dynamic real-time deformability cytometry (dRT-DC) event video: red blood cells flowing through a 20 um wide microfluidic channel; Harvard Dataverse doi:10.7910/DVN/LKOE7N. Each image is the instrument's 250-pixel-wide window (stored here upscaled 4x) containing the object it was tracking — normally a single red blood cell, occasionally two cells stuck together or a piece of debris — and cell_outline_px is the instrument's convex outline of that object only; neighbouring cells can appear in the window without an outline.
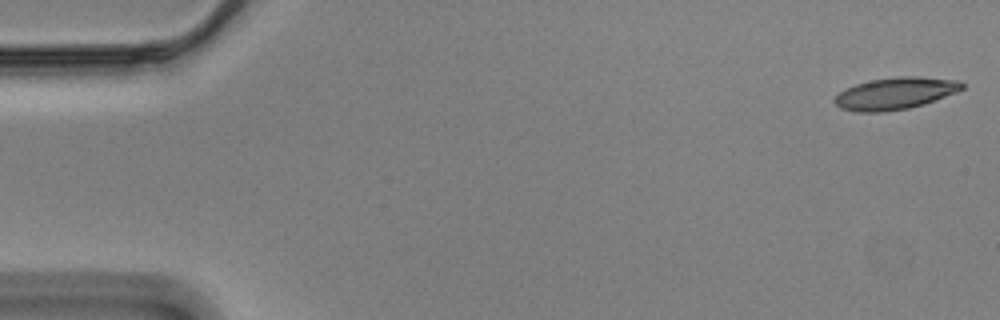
{"species": "Egyptian fruit bat (a non-hibernating species)", "species_latin": "Rousettus aegyptiacus", "temperature_condition": "cold", "stored_images_in_passage": 57, "camera_frame_rate_fps": 3000, "um_per_image_px": 0.085, "animal": {"sex": "male"}, "frame": {"image": 1, "passage_image": 1, "time_ms": 0.0, "image_size_px": [1000, 320], "cell_outline_px": [[964, 88], [956, 92], [924, 104], [908, 108], [880, 112], [856, 112], [840, 108], [832, 100], [840, 92], [856, 84], [872, 80], [896, 76], [916, 76], [960, 80], [964, 84]], "centroid_in_image_um": [76.1, 7.93], "position_along_channel_um": 8.9, "area_um2": 23.64}}
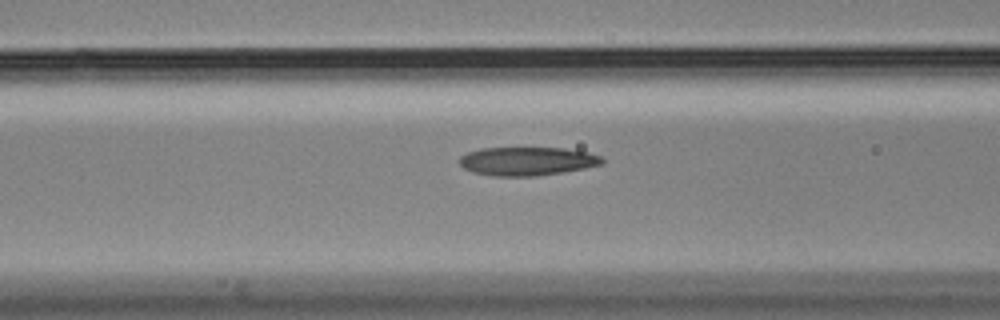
{"frame": {"image": 2, "passage_image": 22, "time_ms": 7.0, "image_size_px": [1000, 320], "cell_outline_px": [[604, 164], [584, 168], [560, 172], [532, 176], [492, 176], [472, 172], [464, 168], [456, 160], [460, 156], [468, 152], [480, 148], [564, 148], [588, 152], [600, 156], [604, 160]], "centroid_in_image_um": [44.77, 13.69], "position_along_channel_um": 121.8, "area_um2": 23.76}}
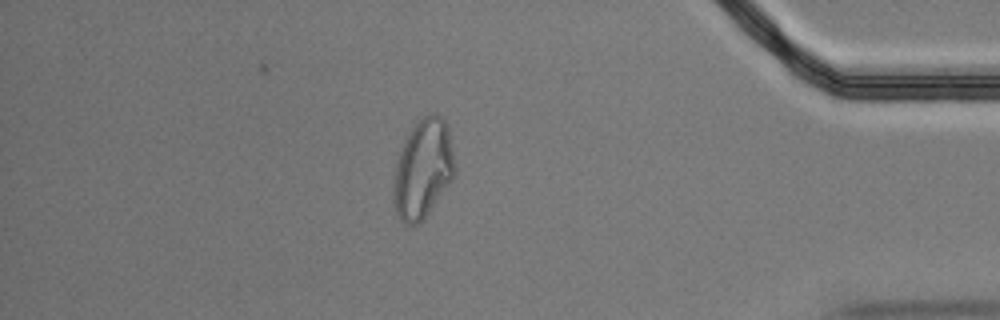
{"frame": {"image": 3, "passage_image": 49, "time_ms": 16.0, "image_size_px": [1000, 320], "cell_outline_px": [[456, 176], [428, 212], [416, 224], [404, 224], [400, 220], [396, 212], [392, 192], [396, 160], [412, 128], [424, 116], [432, 112], [436, 112], [444, 120], [448, 128], [456, 168]], "centroid_in_image_um": [35.97, 14.36], "position_along_channel_um": 399.2, "area_um2": 35.08}, "authors_computed_cell_mechanics": {"area_um2": 24.3338, "velocity_mm_per_s": 3.4782, "shape_relaxation_time_tau1_ms": null, "shape_relaxation_time_tau2_ms": 3.2841, "deformation_change_tau1": null, "deformation_change_tau2": 0.1037}}